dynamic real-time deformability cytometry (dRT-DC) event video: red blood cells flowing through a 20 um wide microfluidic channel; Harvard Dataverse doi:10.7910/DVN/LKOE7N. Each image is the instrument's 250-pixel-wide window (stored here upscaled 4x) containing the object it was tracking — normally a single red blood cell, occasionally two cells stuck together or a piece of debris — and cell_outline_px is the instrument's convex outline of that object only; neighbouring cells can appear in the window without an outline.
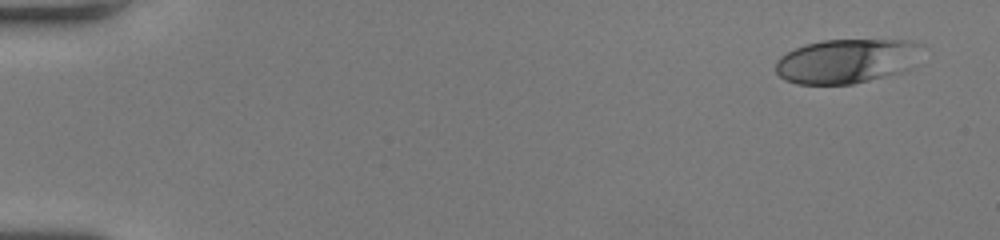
{"species": "human", "species_latin": "Homo sapiens", "temperature_condition": "room temperature", "stored_images_in_passage": 51, "camera_frame_rate_fps": 3000, "um_per_image_px": 0.085, "donor": {"sex": "female"}, "frame": {"image": 1, "passage_image": 1, "time_ms": 0.0, "image_size_px": [1000, 240], "cell_outline_px": [[924, 44], [892, 72], [868, 80], [852, 84], [796, 84], [784, 80], [776, 72], [776, 60], [780, 56], [804, 44], [824, 40], [908, 40]], "centroid_in_image_um": [71.7, 5.17], "position_along_channel_um": 13.3, "area_um2": 36.01}}
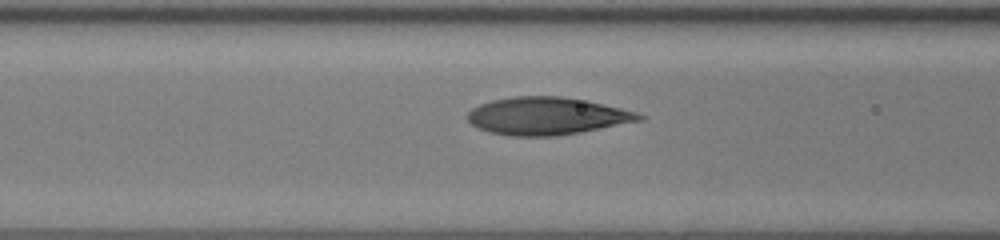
{"frame": {"image": 2, "passage_image": 21, "time_ms": 6.667, "image_size_px": [1000, 240], "cell_outline_px": [[648, 116], [644, 120], [560, 136], [508, 136], [488, 132], [476, 128], [468, 120], [468, 112], [472, 108], [480, 104], [492, 100], [512, 96], [560, 96], [588, 100], [636, 112]], "centroid_in_image_um": [46.5, 9.86], "position_along_channel_um": 120.1, "area_um2": 37.92}}
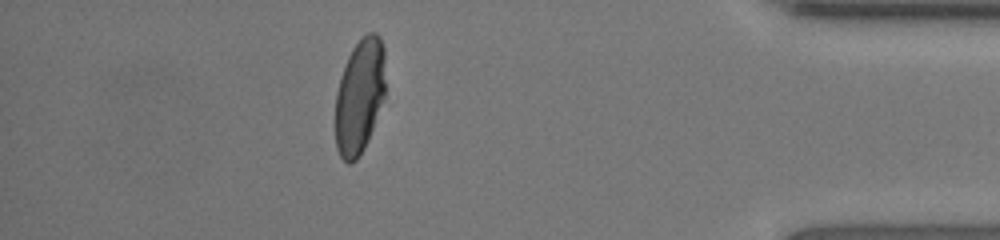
{"frame": {"image": 3, "passage_image": 45, "time_ms": 14.667, "image_size_px": [1000, 240], "cell_outline_px": [[384, 96], [372, 128], [364, 148], [356, 160], [348, 164], [340, 156], [336, 148], [336, 92], [340, 76], [348, 56], [352, 48], [368, 32], [376, 32], [380, 36], [384, 48]], "centroid_in_image_um": [30.55, 8.15], "position_along_channel_um": 404.6, "area_um2": 33.18}, "authors_computed_cell_mechanics": {"area_um2": 36.8764, "velocity_mm_per_s": 4.0452, "shape_relaxation_time_tau1_ms": 4.9462, "shape_relaxation_time_tau2_ms": 0.6935, "deformation_change_tau1": 0.2221, "deformation_change_tau2": 0.0667}}